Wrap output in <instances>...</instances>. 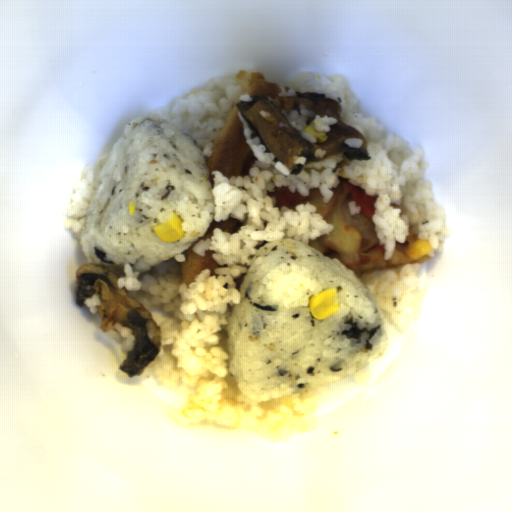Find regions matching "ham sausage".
<instances>
[{"instance_id": "0cea0756", "label": "ham sausage", "mask_w": 512, "mask_h": 512, "mask_svg": "<svg viewBox=\"0 0 512 512\" xmlns=\"http://www.w3.org/2000/svg\"><path fill=\"white\" fill-rule=\"evenodd\" d=\"M342 216L344 221L354 227L359 233L362 241V252L380 243V238H377V231H375V224L372 218L365 216L362 212L350 214L348 204L344 203L342 205Z\"/></svg>"}]
</instances>
